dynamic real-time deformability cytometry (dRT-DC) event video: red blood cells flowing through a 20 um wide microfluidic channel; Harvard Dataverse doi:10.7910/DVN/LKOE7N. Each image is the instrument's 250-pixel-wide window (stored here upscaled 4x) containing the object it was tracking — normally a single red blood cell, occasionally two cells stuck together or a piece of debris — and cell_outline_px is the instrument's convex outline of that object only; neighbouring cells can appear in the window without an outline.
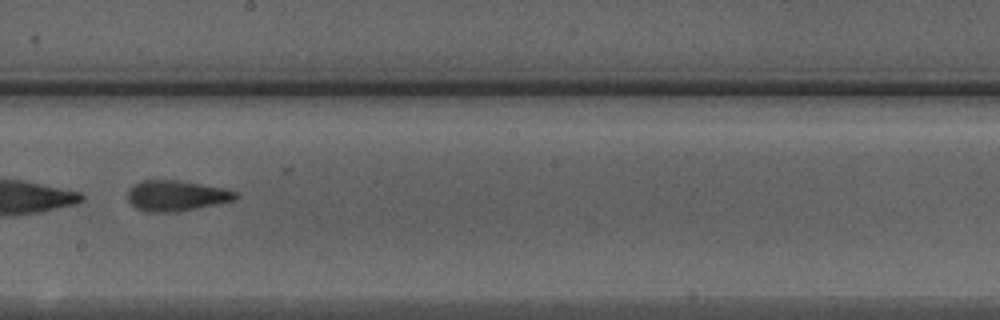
{"species": "Egyptian fruit bat (a non-hibernating species)", "species_latin": "Rousettus aegyptiacus", "temperature_condition": "warm", "stored_images_in_passage": 34, "camera_frame_rate_fps": 3000, "um_per_image_px": 0.085, "animal": {"sex": "male"}, "frame": {"image": 1, "passage_image": 15, "time_ms": 4.667, "image_size_px": [1000, 320], "cell_outline_px": [[240, 196], [236, 200], [176, 212], [144, 212], [136, 208], [128, 200], [128, 188], [144, 180], [176, 180], [224, 188], [236, 192]], "centroid_in_image_um": [14.99, 16.64], "position_along_channel_um": 233.2, "area_um2": 19.19}, "authors_computed_cell_mechanics": {"area_um2": 19.7965, "velocity_mm_per_s": 4.3555, "shape_relaxation_time_tau1_ms": 0.9903, "shape_relaxation_time_tau2_ms": 1.882, "deformation_change_tau1": 0.2825, "deformation_change_tau2": 0.1213}}